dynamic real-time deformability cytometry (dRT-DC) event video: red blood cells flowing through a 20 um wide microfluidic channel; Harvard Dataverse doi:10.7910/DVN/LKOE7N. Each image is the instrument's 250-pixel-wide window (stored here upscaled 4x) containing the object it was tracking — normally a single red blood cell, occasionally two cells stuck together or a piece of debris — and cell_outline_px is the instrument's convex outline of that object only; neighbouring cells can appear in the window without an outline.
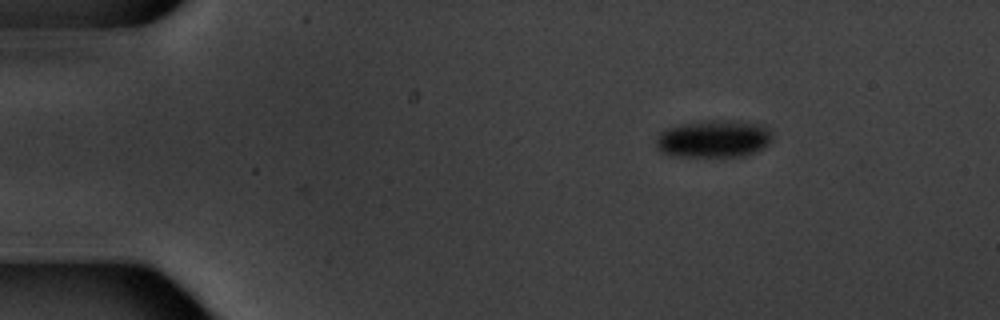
{"species": "common noctule bat (a hibernating species)", "species_latin": "Nyctalus noctula", "temperature_condition": "warm", "stored_images_in_passage": 3, "camera_frame_rate_fps": 3000, "um_per_image_px": 0.085, "animal": {"sex": "male", "body_mass_g": 20.1, "forearm_length_mm": 53.5}, "frame": {"image": 1, "passage_image": 3, "time_ms": 2.333, "image_size_px": [1000, 320], "cell_outline_px": [[772, 140], [764, 148], [756, 152], [744, 156], [672, 156], [660, 152], [656, 148], [656, 140], [660, 132], [664, 128], [680, 124], [704, 120], [736, 120], [764, 124], [772, 132]], "centroid_in_image_um": [60.68, 11.78], "position_along_channel_um": 24.3, "area_um2": 25.95}}